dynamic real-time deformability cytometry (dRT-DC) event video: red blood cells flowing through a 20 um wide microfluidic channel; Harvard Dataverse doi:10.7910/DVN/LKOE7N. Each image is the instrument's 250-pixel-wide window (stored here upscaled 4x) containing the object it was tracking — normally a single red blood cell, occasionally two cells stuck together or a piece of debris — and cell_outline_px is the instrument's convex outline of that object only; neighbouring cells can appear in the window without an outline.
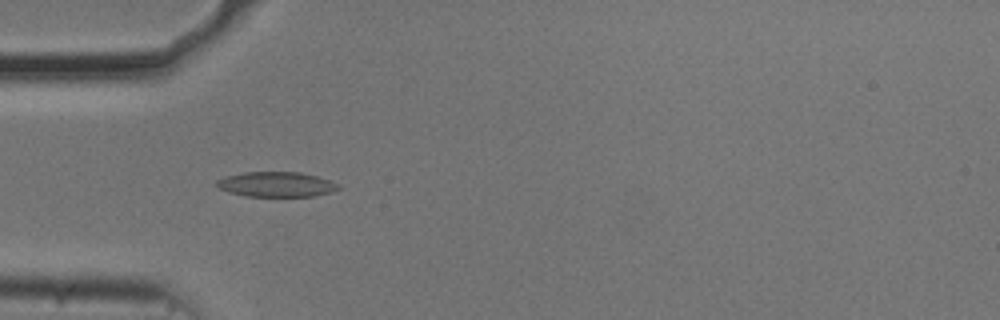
{"species": "common noctule bat (a hibernating species)", "species_latin": "Nyctalus noctula", "temperature_condition": "cold", "stored_images_in_passage": 13, "camera_frame_rate_fps": 3000, "um_per_image_px": 0.085, "animal": {"sex": "male", "body_mass_g": 20.5, "forearm_length_mm": 52.5}, "frame": {"image": 1, "passage_image": 2, "time_ms": 0.333, "image_size_px": [1000, 320], "cell_outline_px": [[340, 188], [332, 192], [312, 196], [244, 196], [228, 192], [220, 188], [216, 184], [216, 180], [224, 176], [244, 172], [300, 172], [316, 176], [340, 184]], "centroid_in_image_um": [23.47, 15.67], "position_along_channel_um": 61.5, "area_um2": 17.74}}
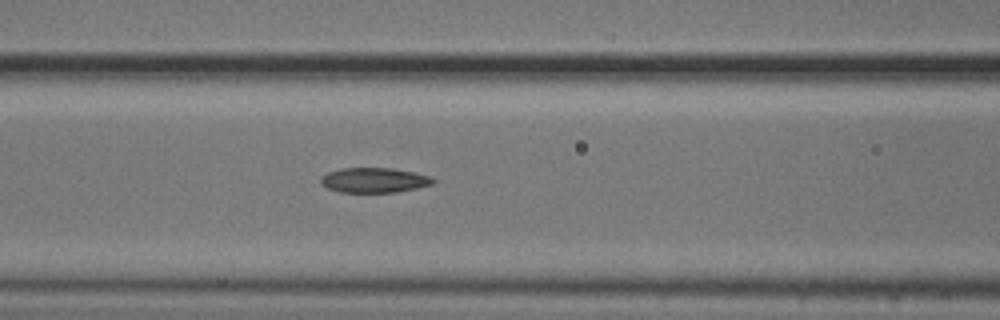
{"frame": {"image": 2, "passage_image": 8, "time_ms": 2.333, "image_size_px": [1000, 320], "cell_outline_px": [[436, 180], [432, 184], [416, 188], [396, 192], [340, 192], [328, 188], [320, 184], [320, 176], [328, 172], [340, 168], [392, 168], [432, 176]], "centroid_in_image_um": [31.78, 15.31], "position_along_channel_um": 134.8, "area_um2": 16.36}}
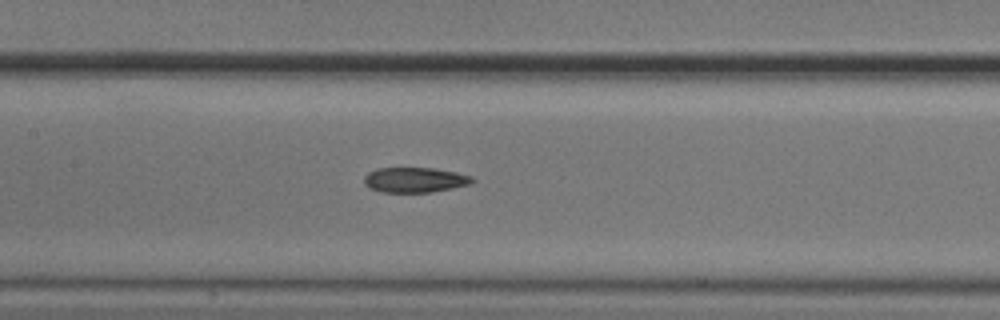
{"frame": {"image": 3, "passage_image": 11, "time_ms": 3.333, "image_size_px": [1000, 320], "cell_outline_px": [[476, 180], [468, 184], [452, 188], [432, 192], [380, 192], [368, 188], [364, 184], [364, 176], [368, 172], [376, 168], [436, 168], [456, 172], [472, 176]], "centroid_in_image_um": [35.23, 15.29], "position_along_channel_um": 172.2, "area_um2": 15.95}}